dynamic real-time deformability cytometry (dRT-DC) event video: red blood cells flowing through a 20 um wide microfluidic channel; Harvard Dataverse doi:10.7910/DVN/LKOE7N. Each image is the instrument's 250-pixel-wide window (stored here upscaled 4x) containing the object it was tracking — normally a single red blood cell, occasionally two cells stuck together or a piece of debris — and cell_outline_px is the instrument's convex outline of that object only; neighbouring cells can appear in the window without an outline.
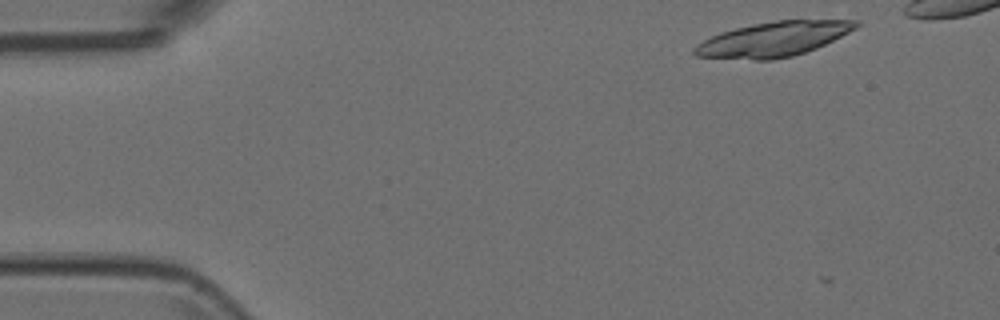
{"species": "Egyptian fruit bat (a non-hibernating species)", "species_latin": "Rousettus aegyptiacus", "temperature_condition": "room temperature", "stored_images_in_passage": 4, "camera_frame_rate_fps": 3000, "um_per_image_px": 0.085, "animal": {"sex": "female"}, "frame": {"image": 1, "passage_image": 2, "time_ms": 0.333, "image_size_px": [1000, 320], "cell_outline_px": [[860, 24], [856, 28], [816, 48], [792, 56], [772, 60], [756, 60], [696, 56], [692, 52], [692, 48], [696, 44], [720, 32], [736, 28], [776, 20], [860, 20]], "centroid_in_image_um": [65.71, 3.33], "position_along_channel_um": 19.3, "area_um2": 32.31}}